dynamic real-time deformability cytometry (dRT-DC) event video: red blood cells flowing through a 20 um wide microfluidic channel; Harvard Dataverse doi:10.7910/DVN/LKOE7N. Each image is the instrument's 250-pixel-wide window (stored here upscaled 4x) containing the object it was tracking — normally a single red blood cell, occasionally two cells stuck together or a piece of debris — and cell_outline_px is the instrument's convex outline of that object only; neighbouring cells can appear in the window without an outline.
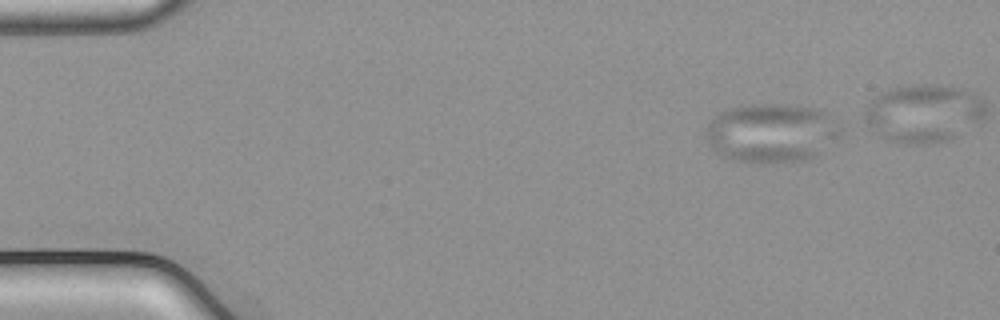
{"species": "common noctule bat (a hibernating species)", "species_latin": "Nyctalus noctula", "temperature_condition": "cold", "stored_images_in_passage": 42, "camera_frame_rate_fps": 3000, "um_per_image_px": 0.085, "animal": {"sex": "male", "body_mass_g": 21.5, "forearm_length_mm": 52.0}, "frame": {"image": 1, "passage_image": 1, "time_ms": 0.0, "image_size_px": [1000, 320], "cell_outline_px": [[840, 128], [836, 136], [816, 156], [808, 160], [732, 160], [720, 156], [708, 144], [704, 132], [704, 128], [712, 116], [724, 108], [740, 104], [788, 104], [820, 108], [828, 112]], "centroid_in_image_um": [65.48, 11.22], "position_along_channel_um": 19.5, "area_um2": 46.24}}
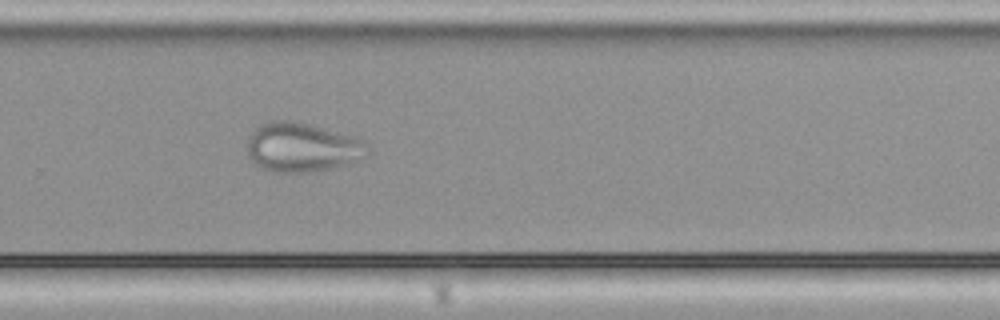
{"frame": {"image": 2, "passage_image": 31, "time_ms": 10.0, "image_size_px": [1000, 320], "cell_outline_px": [[368, 156], [360, 160], [328, 168], [304, 172], [276, 172], [260, 168], [248, 156], [248, 140], [252, 132], [256, 128], [272, 120], [292, 120], [308, 124], [352, 136], [360, 140], [364, 144]], "centroid_in_image_um": [25.63, 12.52], "position_along_channel_um": 304.2, "area_um2": 33.81}}
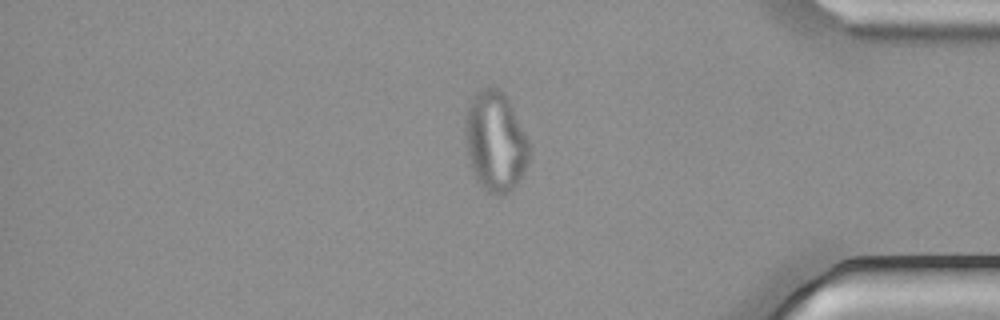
{"frame": {"image": 3, "passage_image": 40, "time_ms": 13.0, "image_size_px": [1000, 320], "cell_outline_px": [[528, 160], [512, 192], [500, 196], [496, 196], [488, 192], [476, 180], [468, 156], [464, 128], [464, 124], [468, 104], [476, 92], [480, 88], [496, 84], [504, 92], [528, 140]], "centroid_in_image_um": [42.07, 12.0], "position_along_channel_um": 393.1, "area_um2": 37.28}}